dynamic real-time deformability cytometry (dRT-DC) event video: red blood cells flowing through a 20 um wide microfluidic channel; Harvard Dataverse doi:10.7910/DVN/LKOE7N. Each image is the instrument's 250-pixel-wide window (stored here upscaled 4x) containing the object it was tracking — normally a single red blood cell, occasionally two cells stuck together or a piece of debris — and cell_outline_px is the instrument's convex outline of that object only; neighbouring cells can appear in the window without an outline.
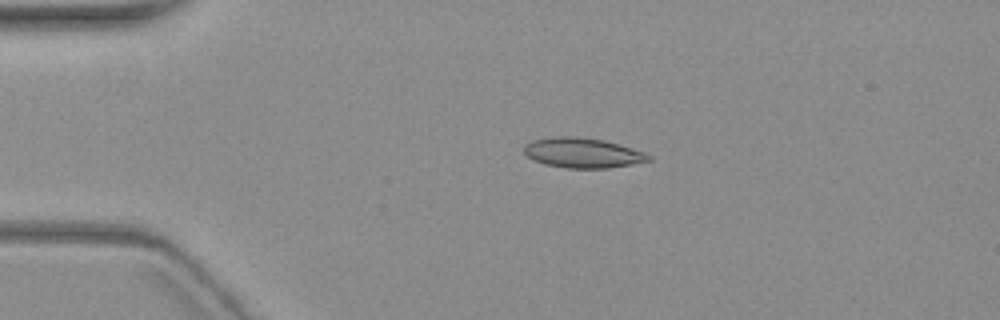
{"species": "common noctule bat (a hibernating species)", "species_latin": "Nyctalus noctula", "temperature_condition": "warm", "stored_images_in_passage": 9, "camera_frame_rate_fps": 3000, "um_per_image_px": 0.085, "animal": {"sex": "female", "body_mass_g": 19.3, "forearm_length_mm": 54.1}, "frame": {"image": 1, "passage_image": 4, "time_ms": 3.333, "image_size_px": [1000, 320], "cell_outline_px": [[652, 160], [632, 164], [608, 168], [564, 168], [544, 164], [528, 156], [524, 152], [524, 144], [532, 140], [560, 136], [572, 136], [604, 140], [632, 148], [644, 152], [652, 156]], "centroid_in_image_um": [49.53, 13.0], "position_along_channel_um": 35.5, "area_um2": 21.68}}
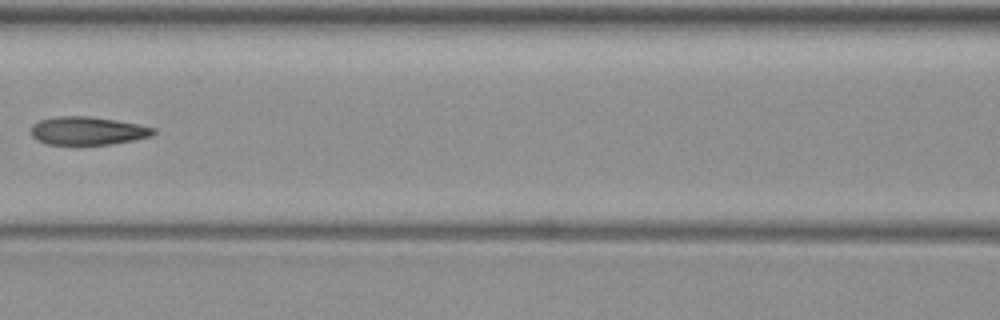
{"frame": {"image": 2, "passage_image": 7, "time_ms": 8.0, "image_size_px": [1000, 320], "cell_outline_px": [[156, 132], [152, 136], [112, 144], [48, 144], [36, 140], [32, 136], [32, 124], [40, 120], [56, 116], [88, 116], [116, 120], [140, 124], [156, 128]], "centroid_in_image_um": [7.47, 11.11], "position_along_channel_um": 159.1, "area_um2": 20.11}}
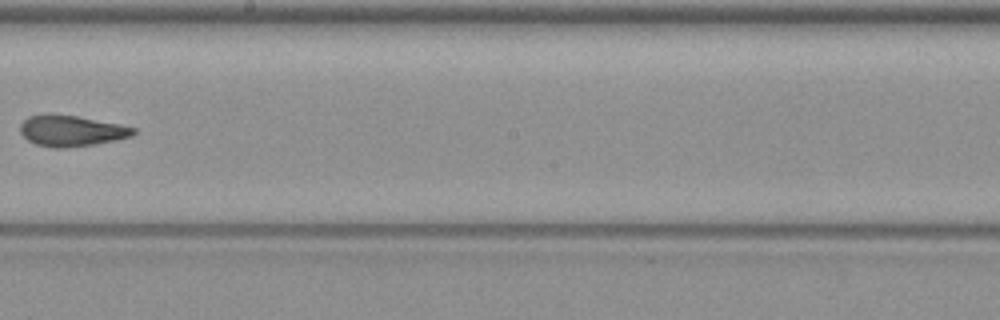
{"frame": {"image": 3, "passage_image": 9, "time_ms": 10.333, "image_size_px": [1000, 320], "cell_outline_px": [[136, 132], [132, 136], [116, 140], [96, 144], [64, 148], [56, 148], [36, 144], [28, 140], [20, 132], [20, 124], [28, 116], [76, 116], [120, 124], [136, 128]], "centroid_in_image_um": [6.11, 11.15], "position_along_channel_um": 242.1, "area_um2": 19.94}}